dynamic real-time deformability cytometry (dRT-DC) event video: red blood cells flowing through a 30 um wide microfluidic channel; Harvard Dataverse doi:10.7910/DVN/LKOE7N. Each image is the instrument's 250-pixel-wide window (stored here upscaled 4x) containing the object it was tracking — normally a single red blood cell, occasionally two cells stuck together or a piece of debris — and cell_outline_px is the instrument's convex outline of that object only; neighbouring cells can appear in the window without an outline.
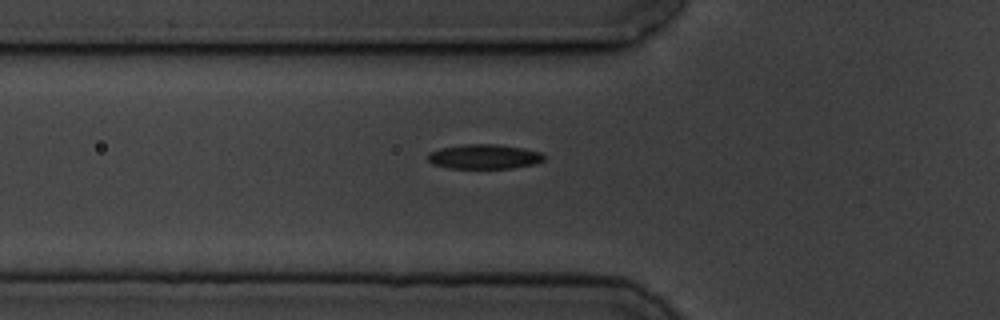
{"species": "common noctule bat (a hibernating species)", "species_latin": "Nyctalus noctula", "temperature_condition": "cold", "stored_images_in_passage": 7, "camera_frame_rate_fps": 3000, "um_per_image_px": 0.085, "animal": {"sex": "male", "body_mass_g": 19.5, "forearm_length_mm": 54.6}, "frame": {"image": 1, "passage_image": 7, "time_ms": 8.0, "image_size_px": [1000, 320], "cell_outline_px": [[544, 160], [536, 164], [512, 168], [448, 168], [432, 164], [428, 160], [428, 152], [440, 148], [464, 144], [496, 144], [524, 148], [540, 152], [544, 156]], "centroid_in_image_um": [41.15, 13.31], "position_along_channel_um": 84.7, "area_um2": 16.76}}